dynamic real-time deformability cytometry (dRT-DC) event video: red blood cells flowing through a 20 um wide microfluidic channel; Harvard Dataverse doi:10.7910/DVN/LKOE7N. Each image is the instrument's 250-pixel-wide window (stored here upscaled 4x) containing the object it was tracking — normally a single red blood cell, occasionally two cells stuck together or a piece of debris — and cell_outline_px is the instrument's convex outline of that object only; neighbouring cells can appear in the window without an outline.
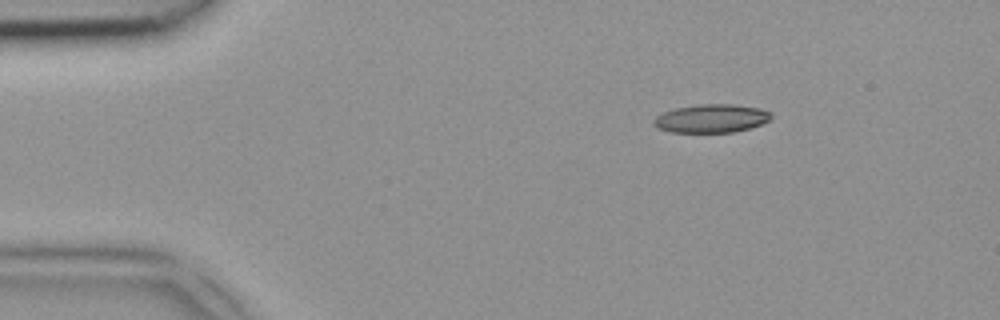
{"species": "common noctule bat (a hibernating species)", "species_latin": "Nyctalus noctula", "temperature_condition": "room temperature", "stored_images_in_passage": 4, "segment_of_instrument_passage": [1, 2], "camera_frame_rate_fps": 3000, "um_per_image_px": 0.085, "animal": {"sex": "female", "body_mass_g": 18.4}, "frame": {"image": 1, "passage_image": 1, "time_ms": 0.0, "image_size_px": [1000, 320], "cell_outline_px": [[772, 116], [768, 120], [760, 124], [748, 128], [732, 132], [672, 132], [660, 128], [652, 124], [652, 120], [656, 116], [664, 112], [676, 108], [700, 104], [736, 104], [760, 108], [772, 112]], "centroid_in_image_um": [60.47, 10.05], "position_along_channel_um": 24.5, "area_um2": 19.31}}